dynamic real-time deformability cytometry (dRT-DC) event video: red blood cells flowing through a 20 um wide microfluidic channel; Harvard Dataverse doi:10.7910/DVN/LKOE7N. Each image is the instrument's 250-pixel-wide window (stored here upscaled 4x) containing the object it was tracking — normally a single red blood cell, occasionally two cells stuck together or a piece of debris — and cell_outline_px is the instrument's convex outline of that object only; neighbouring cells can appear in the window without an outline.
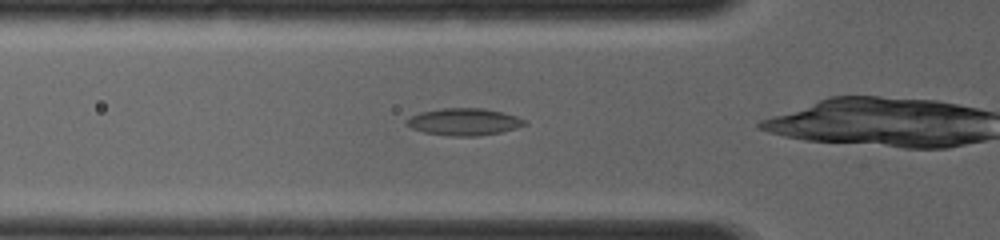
{"species": "common noctule bat (a hibernating species)", "species_latin": "Nyctalus noctula", "temperature_condition": "room temperature", "stored_images_in_passage": 8, "camera_frame_rate_fps": 4000, "um_per_image_px": 0.085, "animal": {"sex": "female", "body_mass_g": 19.0, "forearm_length_mm": 56.7}, "frame": {"image": 1, "passage_image": 3, "time_ms": 0.75, "image_size_px": [1000, 240], "cell_outline_px": [[528, 124], [516, 128], [500, 132], [476, 136], [452, 136], [424, 132], [412, 128], [404, 124], [404, 120], [420, 112], [440, 108], [484, 108], [504, 112], [516, 116], [524, 120]], "centroid_in_image_um": [39.42, 10.34], "position_along_channel_um": 86.4, "area_um2": 18.67}}
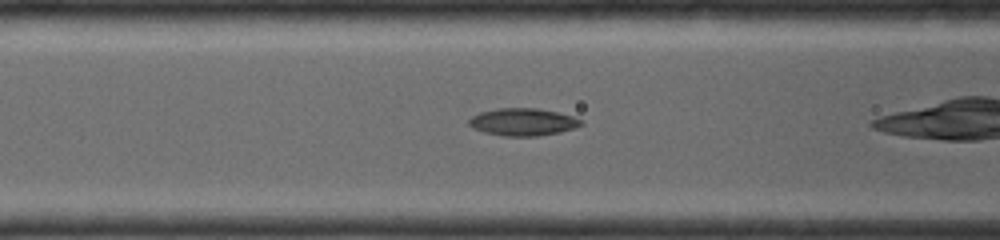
{"frame": {"image": 2, "passage_image": 5, "time_ms": 1.5, "image_size_px": [1000, 240], "cell_outline_px": [[584, 124], [576, 128], [560, 132], [536, 136], [504, 136], [484, 132], [472, 128], [468, 124], [468, 120], [472, 116], [480, 112], [496, 108], [536, 108], [556, 112], [572, 116], [584, 120]], "centroid_in_image_um": [44.45, 10.37], "position_along_channel_um": 122.1, "area_um2": 18.03}}
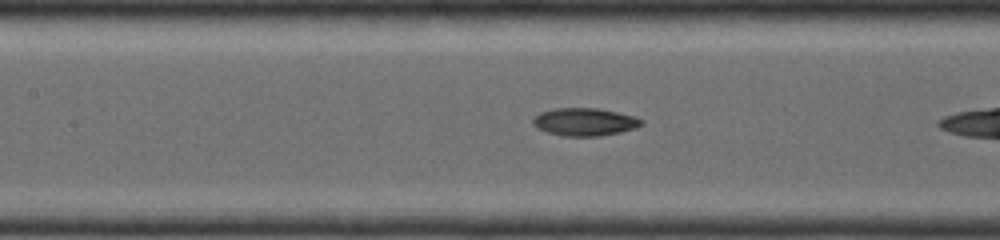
{"frame": {"image": 3, "passage_image": 7, "time_ms": 2.25, "image_size_px": [1000, 240], "cell_outline_px": [[644, 124], [636, 128], [620, 132], [600, 136], [564, 136], [548, 132], [536, 128], [532, 124], [532, 120], [540, 112], [556, 108], [596, 108], [636, 116], [644, 120]], "centroid_in_image_um": [49.72, 10.36], "position_along_channel_um": 157.7, "area_um2": 17.63}}